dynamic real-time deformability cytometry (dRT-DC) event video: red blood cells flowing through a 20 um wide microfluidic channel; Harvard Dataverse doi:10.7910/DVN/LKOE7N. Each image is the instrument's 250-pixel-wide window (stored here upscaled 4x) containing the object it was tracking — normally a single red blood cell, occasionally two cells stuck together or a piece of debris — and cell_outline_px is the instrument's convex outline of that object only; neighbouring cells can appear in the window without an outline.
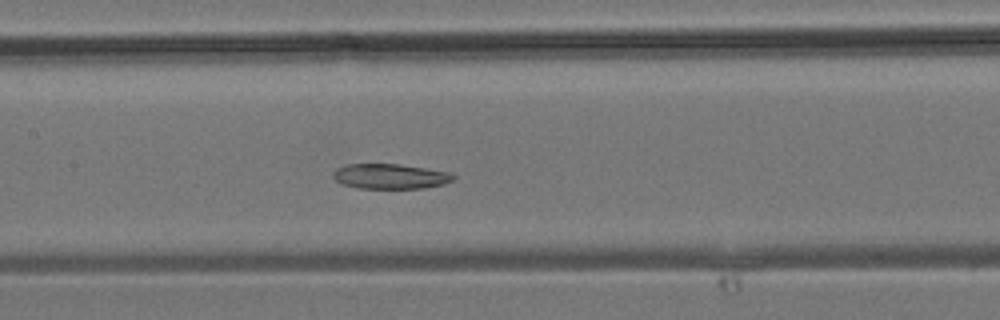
{"species": "common noctule bat (a hibernating species)", "species_latin": "Nyctalus noctula", "temperature_condition": "room temperature", "stored_images_in_passage": 36, "camera_frame_rate_fps": 3000, "um_per_image_px": 0.085, "animal": {"sex": "male", "body_mass_g": 19.2, "forearm_length_mm": 51.8}, "frame": {"image": 1, "passage_image": 17, "time_ms": 5.333, "image_size_px": [1000, 320], "cell_outline_px": [[456, 176], [452, 180], [444, 184], [424, 188], [360, 188], [340, 184], [332, 176], [332, 172], [336, 168], [344, 164], [400, 164], [452, 172]], "centroid_in_image_um": [33.16, 14.98], "position_along_channel_um": 174.2, "area_um2": 17.74}}
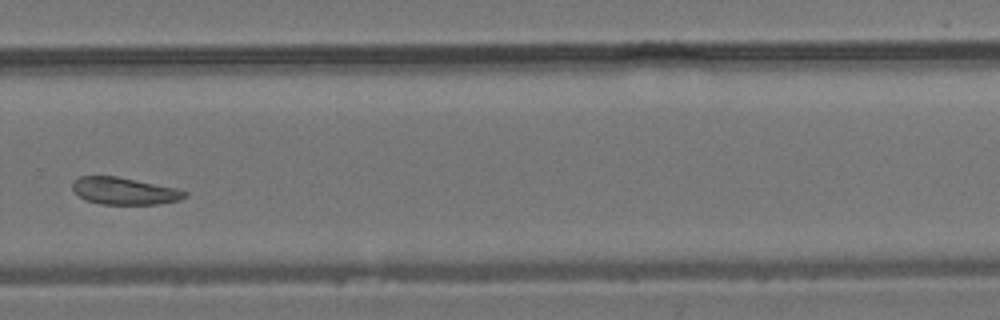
{"frame": {"image": 2, "passage_image": 25, "time_ms": 8.0, "image_size_px": [1000, 320], "cell_outline_px": [[188, 196], [180, 200], [156, 204], [100, 204], [84, 200], [72, 188], [72, 180], [80, 176], [116, 176], [176, 188], [188, 192]], "centroid_in_image_um": [10.56, 16.23], "position_along_channel_um": 319.2, "area_um2": 17.74}}
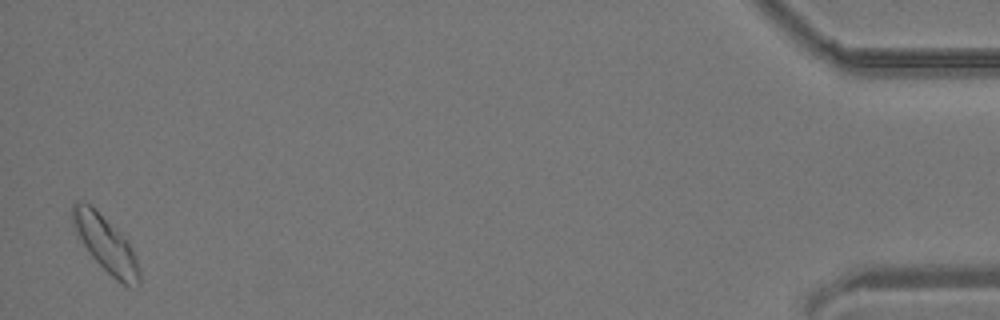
{"frame": {"image": 3, "passage_image": 36, "time_ms": 11.667, "image_size_px": [1000, 320], "cell_outline_px": [[140, 284], [136, 288], [128, 288], [116, 280], [88, 252], [72, 224], [72, 204], [88, 204], [128, 240], [136, 256], [140, 268]], "centroid_in_image_um": [9.06, 20.85], "position_along_channel_um": 426.1, "area_um2": 21.21}}